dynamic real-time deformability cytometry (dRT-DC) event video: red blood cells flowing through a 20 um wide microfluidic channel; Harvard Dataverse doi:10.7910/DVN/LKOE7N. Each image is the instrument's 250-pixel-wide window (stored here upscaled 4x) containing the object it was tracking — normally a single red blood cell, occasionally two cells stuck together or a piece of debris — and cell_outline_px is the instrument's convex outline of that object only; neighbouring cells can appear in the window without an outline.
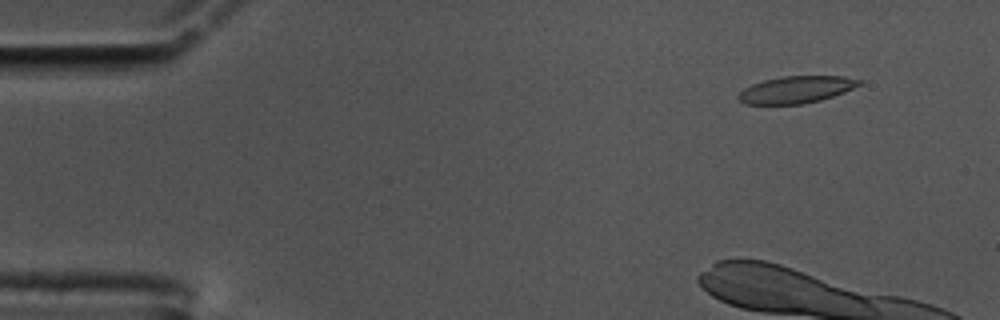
{"species": "common noctule bat (a hibernating species)", "species_latin": "Nyctalus noctula", "temperature_condition": "cold", "stored_images_in_passage": 12, "camera_frame_rate_fps": 3000, "um_per_image_px": 0.085, "animal": {"sex": "male", "body_mass_g": 17.5, "forearm_length_mm": 52.3}, "frame": {"image": 1, "passage_image": 6, "time_ms": 1.667, "image_size_px": [1000, 320], "cell_outline_px": [[864, 80], [860, 84], [844, 92], [820, 100], [804, 104], [744, 104], [736, 96], [744, 88], [752, 84], [764, 80], [780, 76], [844, 76]], "centroid_in_image_um": [67.67, 7.61], "position_along_channel_um": 17.3, "area_um2": 19.02}}